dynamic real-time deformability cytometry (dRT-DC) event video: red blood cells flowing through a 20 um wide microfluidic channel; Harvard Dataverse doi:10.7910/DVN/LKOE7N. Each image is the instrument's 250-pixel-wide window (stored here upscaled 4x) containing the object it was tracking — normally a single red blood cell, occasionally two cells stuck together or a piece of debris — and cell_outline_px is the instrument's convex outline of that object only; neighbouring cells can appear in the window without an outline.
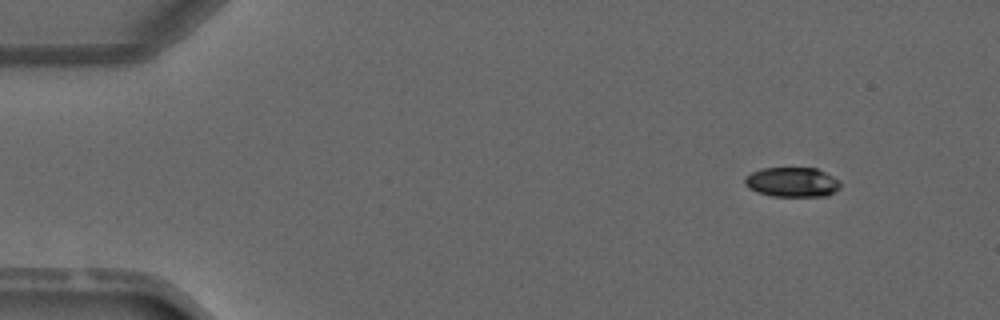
{"species": "common noctule bat (a hibernating species)", "species_latin": "Nyctalus noctula", "temperature_condition": "warm", "stored_images_in_passage": 4, "camera_frame_rate_fps": 3000, "um_per_image_px": 0.085, "animal": {"sex": "male", "forearm_length_mm": 52.5}, "frame": {"image": 1, "passage_image": 1, "time_ms": 0.0, "image_size_px": [1000, 320], "cell_outline_px": [[840, 188], [828, 196], [772, 196], [756, 192], [748, 188], [744, 184], [744, 180], [752, 172], [760, 168], [816, 168], [840, 180]], "centroid_in_image_um": [67.33, 15.49], "position_along_channel_um": 17.7, "area_um2": 16.59}}
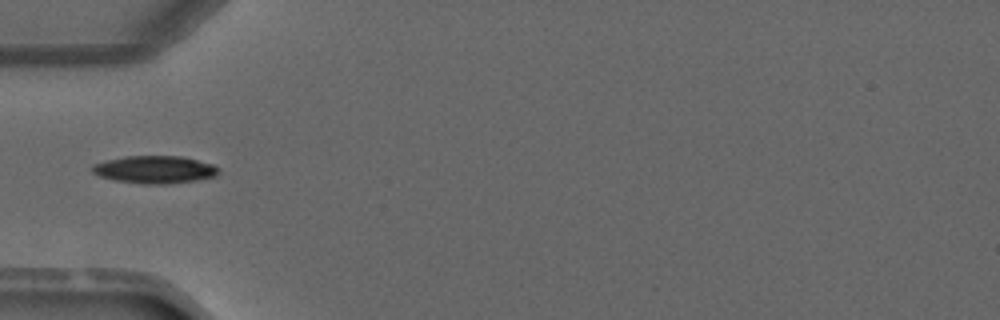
{"frame": {"image": 2, "passage_image": 4, "time_ms": 3.333, "image_size_px": [1000, 320], "cell_outline_px": [[220, 172], [216, 176], [196, 180], [164, 184], [140, 184], [112, 180], [100, 176], [92, 172], [92, 164], [124, 156], [184, 156], [212, 164], [220, 168]], "centroid_in_image_um": [13.16, 14.41], "position_along_channel_um": 71.8, "area_um2": 20.46}}